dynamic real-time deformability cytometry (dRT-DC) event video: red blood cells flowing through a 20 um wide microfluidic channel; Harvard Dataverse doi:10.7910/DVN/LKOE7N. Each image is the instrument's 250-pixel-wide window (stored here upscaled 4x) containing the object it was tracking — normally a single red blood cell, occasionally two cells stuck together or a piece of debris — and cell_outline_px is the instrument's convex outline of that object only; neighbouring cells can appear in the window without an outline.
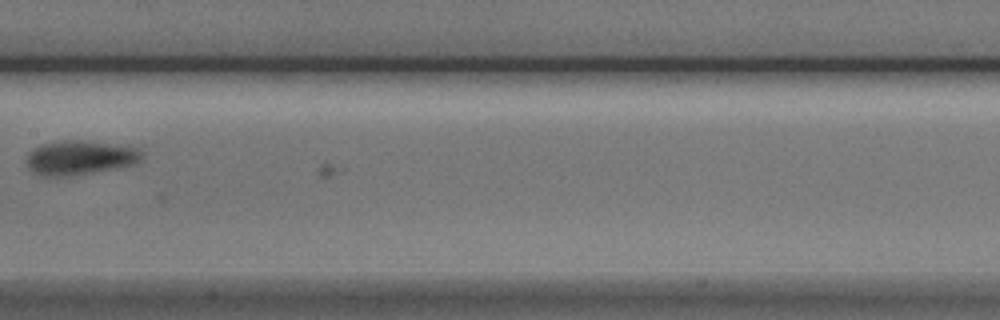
{"species": "Egyptian fruit bat (a non-hibernating species)", "species_latin": "Rousettus aegyptiacus", "temperature_condition": "cold", "stored_images_in_passage": 15, "camera_frame_rate_fps": 3000, "um_per_image_px": 0.085, "animal": {"sex": "male"}, "frame": {"image": 1, "passage_image": 14, "time_ms": 4.333, "image_size_px": [1000, 320], "cell_outline_px": [[144, 156], [136, 164], [116, 168], [64, 176], [48, 176], [36, 172], [28, 168], [28, 152], [32, 148], [40, 144], [64, 140], [84, 140], [120, 144], [136, 148], [144, 152]], "centroid_in_image_um": [6.84, 13.36], "position_along_channel_um": 200.6, "area_um2": 23.0}}